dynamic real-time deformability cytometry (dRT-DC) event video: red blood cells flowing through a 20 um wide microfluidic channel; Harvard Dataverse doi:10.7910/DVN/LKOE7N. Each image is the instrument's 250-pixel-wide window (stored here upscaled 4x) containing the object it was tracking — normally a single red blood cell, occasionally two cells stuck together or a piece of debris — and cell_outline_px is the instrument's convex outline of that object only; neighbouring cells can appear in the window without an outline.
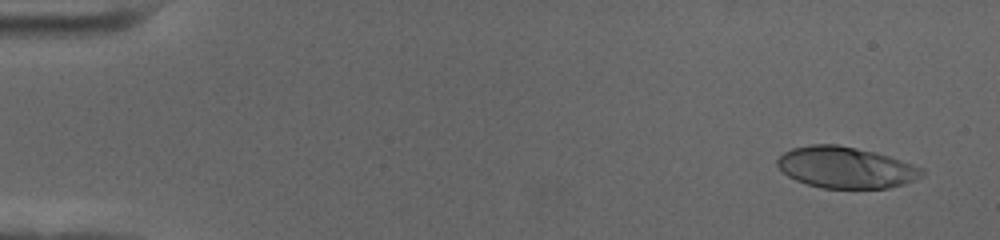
{"species": "human", "species_latin": "Homo sapiens", "temperature_condition": "cold", "stored_images_in_passage": 58, "camera_frame_rate_fps": 3000, "um_per_image_px": 0.085, "donor": {"sex": "female"}, "frame": {"image": 1, "passage_image": 3, "time_ms": 0.667, "image_size_px": [1000, 240], "cell_outline_px": [[924, 176], [904, 184], [888, 188], [824, 188], [808, 184], [796, 180], [788, 176], [776, 164], [776, 160], [784, 152], [792, 148], [812, 144], [836, 144], [876, 152], [924, 168]], "centroid_in_image_um": [71.9, 14.23], "position_along_channel_um": 13.1, "area_um2": 34.74}}
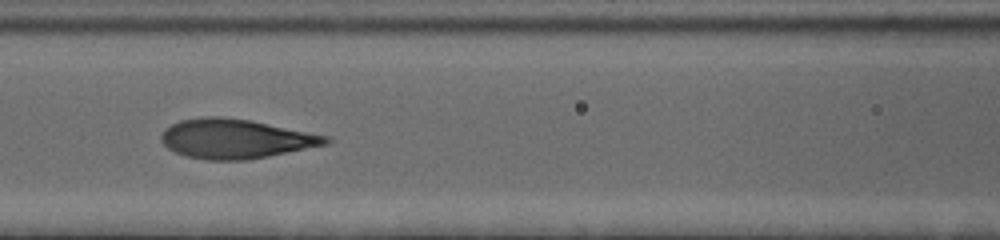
{"frame": {"image": 2, "passage_image": 26, "time_ms": 8.333, "image_size_px": [1000, 240], "cell_outline_px": [[332, 140], [328, 144], [248, 160], [208, 160], [184, 156], [168, 148], [160, 140], [160, 136], [172, 124], [180, 120], [204, 116], [220, 116], [248, 120], [332, 136]], "centroid_in_image_um": [20.05, 11.8], "position_along_channel_um": 146.5, "area_um2": 37.74}}
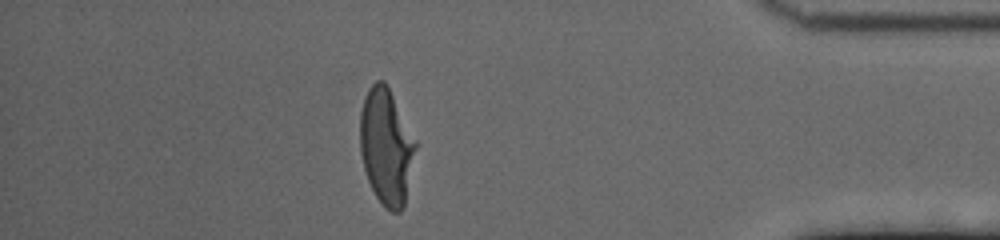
{"frame": {"image": 3, "passage_image": 51, "time_ms": 16.667, "image_size_px": [1000, 240], "cell_outline_px": [[416, 148], [404, 204], [400, 212], [392, 212], [384, 208], [376, 196], [368, 180], [364, 168], [360, 152], [360, 112], [364, 96], [368, 88], [376, 80], [384, 80], [416, 140]], "centroid_in_image_um": [32.81, 12.45], "position_along_channel_um": 402.4, "area_um2": 37.28}, "authors_computed_cell_mechanics": {"area_um2": 37.3099, "velocity_mm_per_s": 3.4921, "shape_relaxation_time_tau1_ms": 4.1017, "shape_relaxation_time_tau2_ms": 0.739, "deformation_change_tau1": 0.2122, "deformation_change_tau2": 0.0841}}